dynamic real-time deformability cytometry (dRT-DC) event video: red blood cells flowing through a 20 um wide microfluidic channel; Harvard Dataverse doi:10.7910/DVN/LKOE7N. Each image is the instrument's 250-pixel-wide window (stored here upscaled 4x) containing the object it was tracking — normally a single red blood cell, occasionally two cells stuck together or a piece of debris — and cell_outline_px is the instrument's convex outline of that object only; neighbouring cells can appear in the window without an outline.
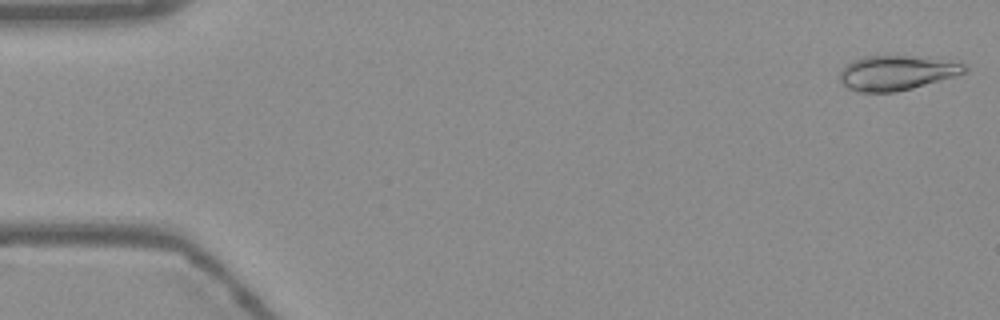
{"species": "Egyptian fruit bat (a non-hibernating species)", "species_latin": "Rousettus aegyptiacus", "temperature_condition": "warm", "stored_images_in_passage": 53, "camera_frame_rate_fps": 3000, "um_per_image_px": 0.085, "frame": {"image": 1, "passage_image": 1, "time_ms": 0.0, "image_size_px": [1000, 320], "cell_outline_px": [[968, 72], [956, 76], [912, 88], [896, 92], [860, 92], [848, 88], [840, 84], [840, 68], [844, 64], [852, 60], [864, 56], [912, 56], [964, 64], [968, 68]], "centroid_in_image_um": [76.14, 6.2], "position_along_channel_um": 8.9, "area_um2": 25.2}}
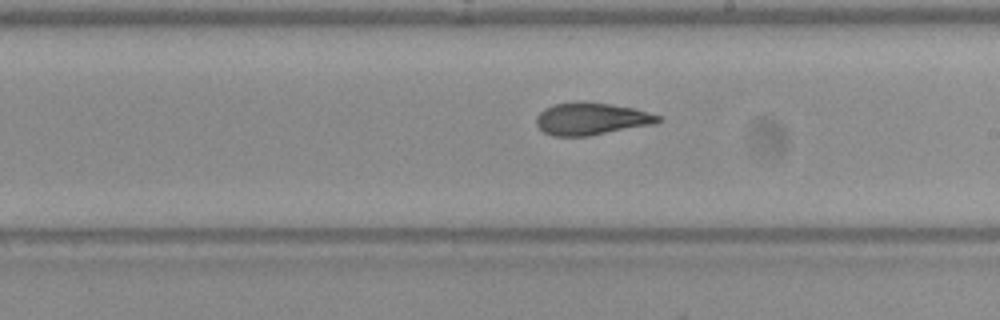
{"frame": {"image": 2, "passage_image": 30, "time_ms": 9.667, "image_size_px": [1000, 320], "cell_outline_px": [[664, 120], [656, 124], [588, 136], [552, 136], [544, 132], [536, 124], [536, 116], [544, 108], [552, 104], [576, 100], [580, 100], [612, 104], [632, 108], [648, 112], [660, 116]], "centroid_in_image_um": [50.26, 10.08], "position_along_channel_um": 238.7, "area_um2": 23.35}}
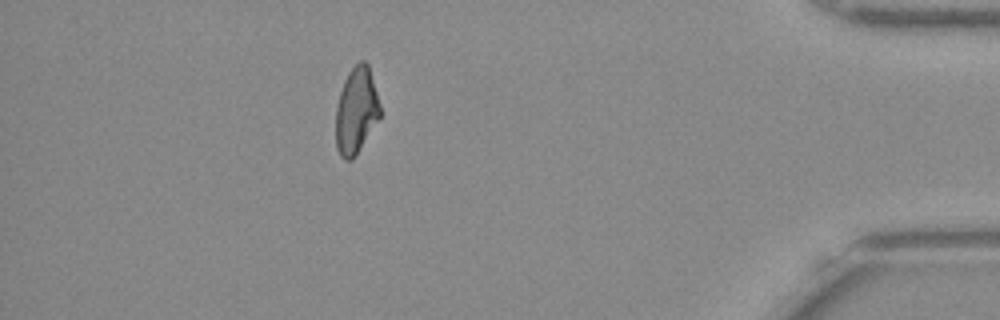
{"frame": {"image": 3, "passage_image": 47, "time_ms": 15.333, "image_size_px": [1000, 320], "cell_outline_px": [[380, 116], [352, 160], [344, 160], [340, 156], [336, 148], [336, 108], [340, 92], [344, 80], [348, 72], [360, 60], [364, 60], [368, 64], [380, 104]], "centroid_in_image_um": [30.26, 9.39], "position_along_channel_um": 404.9, "area_um2": 22.02}, "authors_computed_cell_mechanics": {"area_um2": 23.2356, "velocity_mm_per_s": 3.7996, "shape_relaxation_time_tau1_ms": null, "shape_relaxation_time_tau2_ms": 2.256, "deformation_change_tau1": null, "deformation_change_tau2": 0.0832}}